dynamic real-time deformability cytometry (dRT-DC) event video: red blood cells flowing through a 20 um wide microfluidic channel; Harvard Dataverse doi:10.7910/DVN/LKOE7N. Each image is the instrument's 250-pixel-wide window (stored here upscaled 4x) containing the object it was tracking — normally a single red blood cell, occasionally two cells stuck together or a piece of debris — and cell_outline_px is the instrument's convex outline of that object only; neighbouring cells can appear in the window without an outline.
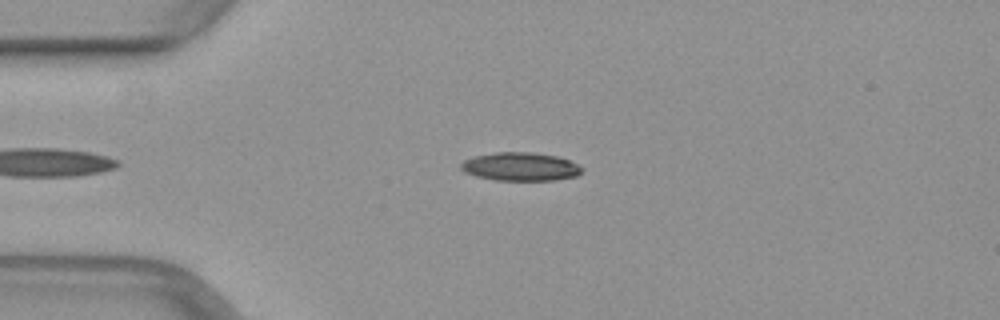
{"species": "common noctule bat (a hibernating species)", "species_latin": "Nyctalus noctula", "temperature_condition": "warm", "stored_images_in_passage": 8, "camera_frame_rate_fps": 3000, "um_per_image_px": 0.085, "animal": {"sex": "female", "body_mass_g": 29.2, "forearm_length_mm": 56.3}, "frame": {"image": 1, "passage_image": 2, "time_ms": 0.333, "image_size_px": [1000, 320], "cell_outline_px": [[584, 168], [576, 176], [556, 180], [496, 180], [476, 176], [464, 172], [460, 168], [460, 164], [464, 160], [476, 156], [496, 152], [532, 152], [556, 156], [568, 160]], "centroid_in_image_um": [44.22, 14.16], "position_along_channel_um": 40.8, "area_um2": 19.88}}
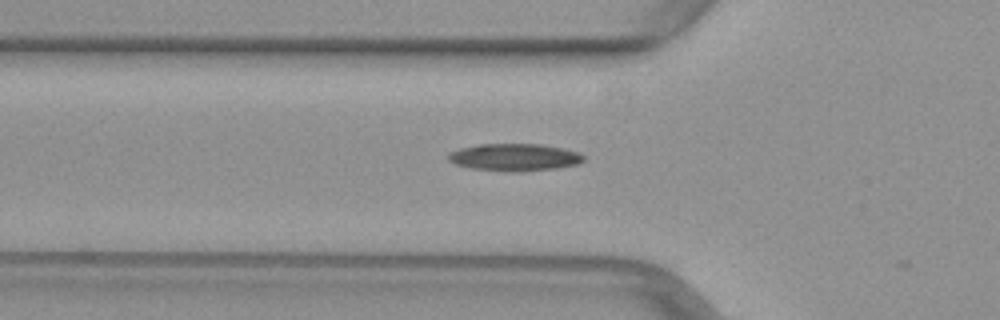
{"frame": {"image": 2, "passage_image": 7, "time_ms": 2.0, "image_size_px": [1000, 320], "cell_outline_px": [[584, 160], [580, 164], [556, 168], [520, 172], [508, 172], [472, 168], [456, 164], [448, 160], [448, 152], [460, 148], [480, 144], [540, 144], [564, 148], [580, 152], [584, 156]], "centroid_in_image_um": [43.77, 13.37], "position_along_channel_um": 82.0, "area_um2": 21.73}}